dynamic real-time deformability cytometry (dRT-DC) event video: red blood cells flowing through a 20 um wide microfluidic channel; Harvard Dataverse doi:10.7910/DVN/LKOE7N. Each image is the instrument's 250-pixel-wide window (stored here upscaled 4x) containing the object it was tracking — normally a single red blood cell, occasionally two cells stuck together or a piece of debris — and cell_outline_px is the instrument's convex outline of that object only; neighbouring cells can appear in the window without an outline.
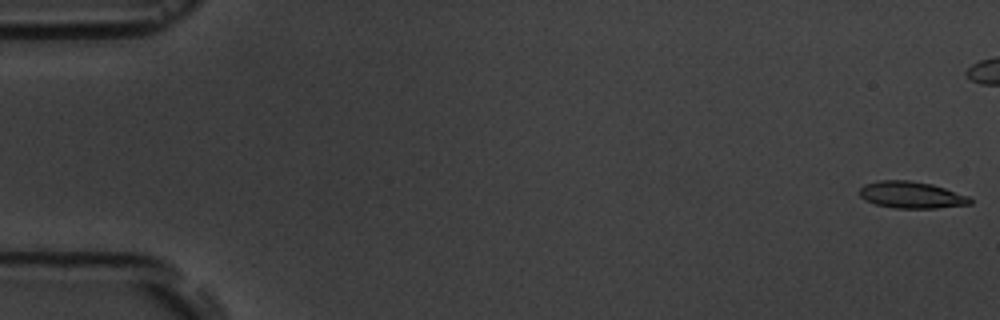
{"species": "common noctule bat (a hibernating species)", "species_latin": "Nyctalus noctula", "temperature_condition": "room temperature", "stored_images_in_passage": 7, "camera_frame_rate_fps": 3000, "um_per_image_px": 0.085, "animal": {"sex": "male", "body_mass_g": 19.5, "forearm_length_mm": 54.6}, "frame": {"image": 1, "passage_image": 1, "time_ms": 0.0, "image_size_px": [1000, 320], "cell_outline_px": [[972, 204], [936, 208], [892, 208], [876, 204], [864, 200], [860, 196], [860, 188], [864, 184], [876, 180], [908, 180], [932, 184], [968, 196], [972, 200]], "centroid_in_image_um": [77.44, 16.56], "position_along_channel_um": 7.6, "area_um2": 17.28}}
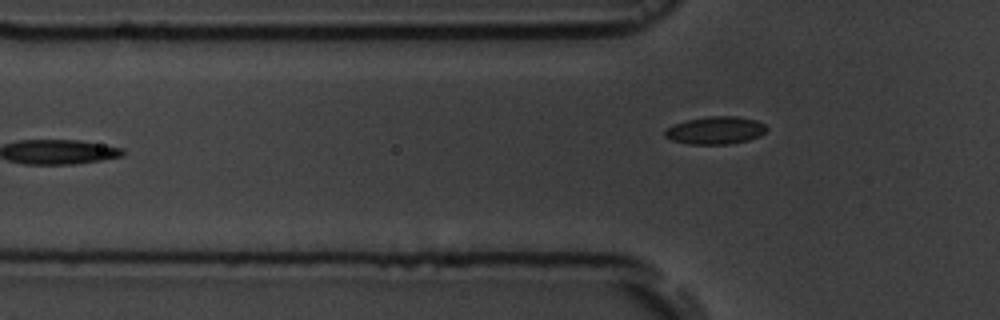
{"frame": {"image": 2, "passage_image": 7, "time_ms": 7.0, "image_size_px": [1000, 320], "cell_outline_px": [[768, 128], [760, 136], [748, 140], [728, 144], [688, 144], [672, 140], [664, 136], [664, 132], [672, 124], [688, 120], [708, 116], [736, 116], [756, 120], [764, 124]], "centroid_in_image_um": [60.81, 11.08], "position_along_channel_um": 65.0, "area_um2": 16.36}}